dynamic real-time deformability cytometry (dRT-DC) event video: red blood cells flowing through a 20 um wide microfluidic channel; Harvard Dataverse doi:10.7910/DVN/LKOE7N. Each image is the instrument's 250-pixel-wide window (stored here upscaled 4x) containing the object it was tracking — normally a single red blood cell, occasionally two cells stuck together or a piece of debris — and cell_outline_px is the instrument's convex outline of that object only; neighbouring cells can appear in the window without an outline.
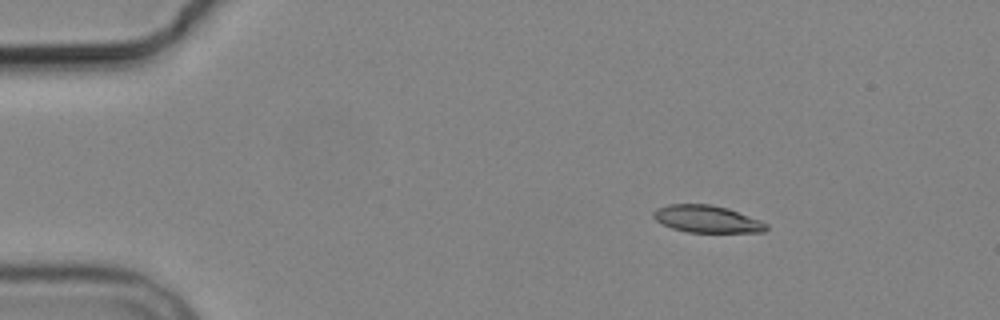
{"species": "common noctule bat (a hibernating species)", "species_latin": "Nyctalus noctula", "temperature_condition": "cold", "stored_images_in_passage": 6, "camera_frame_rate_fps": 3000, "um_per_image_px": 0.085, "animal": {"sex": "male", "body_mass_g": 19.2, "forearm_length_mm": 51.8}, "frame": {"image": 1, "passage_image": 3, "time_ms": 2.667, "image_size_px": [1000, 320], "cell_outline_px": [[768, 228], [764, 232], [688, 232], [672, 228], [656, 220], [652, 216], [652, 212], [656, 208], [668, 204], [708, 204], [728, 208], [760, 220], [768, 224]], "centroid_in_image_um": [60.08, 18.61], "position_along_channel_um": 24.9, "area_um2": 17.86}}
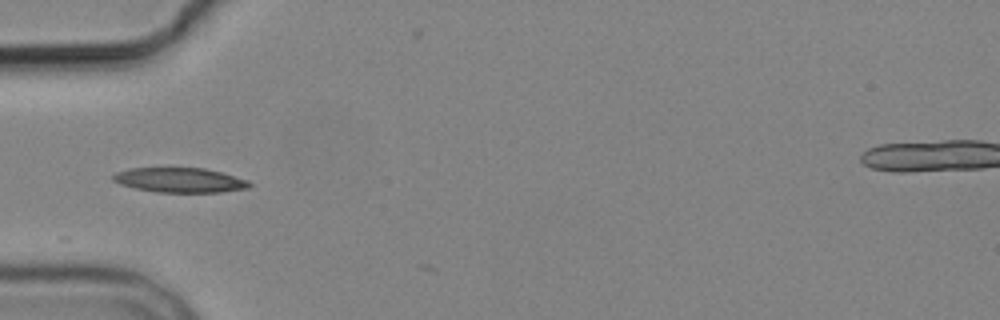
{"frame": {"image": 2, "passage_image": 6, "time_ms": 6.0, "image_size_px": [1000, 320], "cell_outline_px": [[252, 184], [248, 188], [220, 192], [156, 192], [136, 188], [120, 184], [112, 180], [112, 176], [116, 172], [128, 168], [204, 168], [220, 172], [248, 180]], "centroid_in_image_um": [15.26, 15.31], "position_along_channel_um": 69.7, "area_um2": 19.54}}